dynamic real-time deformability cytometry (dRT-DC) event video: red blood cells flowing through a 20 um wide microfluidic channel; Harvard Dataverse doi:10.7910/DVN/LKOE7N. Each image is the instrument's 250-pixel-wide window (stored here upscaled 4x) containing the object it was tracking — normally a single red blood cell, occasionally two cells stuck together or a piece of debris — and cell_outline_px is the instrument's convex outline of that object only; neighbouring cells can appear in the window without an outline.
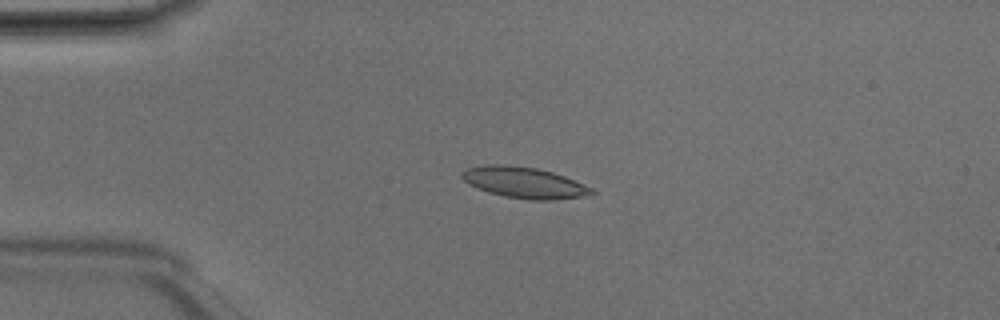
{"species": "Egyptian fruit bat (a non-hibernating species)", "species_latin": "Rousettus aegyptiacus", "temperature_condition": "room temperature", "stored_images_in_passage": 5, "camera_frame_rate_fps": 3000, "um_per_image_px": 0.085, "animal": {"sex": "male"}, "frame": {"image": 1, "passage_image": 4, "time_ms": 1.0, "image_size_px": [1000, 320], "cell_outline_px": [[596, 192], [584, 196], [556, 200], [528, 200], [504, 196], [488, 192], [476, 188], [468, 184], [460, 176], [460, 172], [468, 168], [484, 164], [508, 164], [536, 168], [552, 172], [564, 176], [584, 184], [592, 188]], "centroid_in_image_um": [44.52, 15.52], "position_along_channel_um": 40.5, "area_um2": 23.7}}